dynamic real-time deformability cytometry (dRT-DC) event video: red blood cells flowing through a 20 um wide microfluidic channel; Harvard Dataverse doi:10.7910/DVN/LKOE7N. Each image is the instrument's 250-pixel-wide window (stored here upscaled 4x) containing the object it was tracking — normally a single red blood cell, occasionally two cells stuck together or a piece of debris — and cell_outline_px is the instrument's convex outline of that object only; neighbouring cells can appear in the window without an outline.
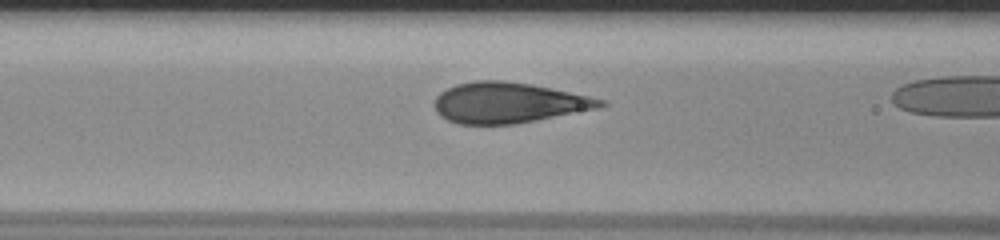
{"species": "human", "species_latin": "Homo sapiens", "temperature_condition": "room temperature", "stored_images_in_passage": 30, "camera_frame_rate_fps": 3000, "um_per_image_px": 0.085, "donor": {"sex": "male"}, "frame": {"image": 1, "passage_image": 9, "time_ms": 2.667, "image_size_px": [1000, 240], "cell_outline_px": [[608, 104], [600, 108], [516, 124], [460, 124], [448, 120], [440, 116], [436, 112], [432, 104], [436, 96], [440, 92], [456, 84], [476, 80], [504, 80], [532, 84], [588, 96], [604, 100]], "centroid_in_image_um": [43.19, 8.73], "position_along_channel_um": 123.4, "area_um2": 39.42}}
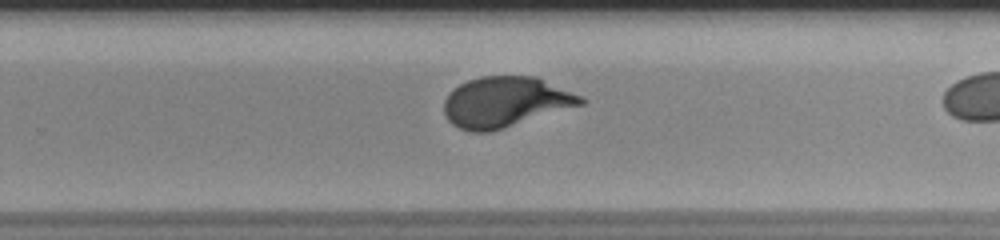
{"frame": {"image": 2, "passage_image": 22, "time_ms": 7.0, "image_size_px": [1000, 240], "cell_outline_px": [[588, 100], [584, 104], [488, 132], [472, 132], [460, 128], [452, 124], [448, 120], [444, 112], [444, 100], [460, 84], [468, 80], [480, 76], [536, 76], [584, 96]], "centroid_in_image_um": [42.99, 8.65], "position_along_channel_um": 286.8, "area_um2": 39.94}}
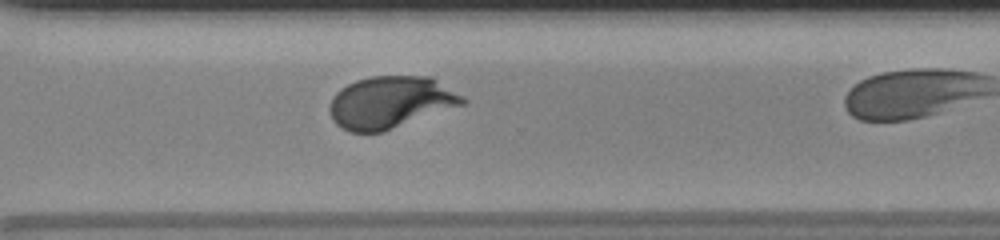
{"frame": {"image": 3, "passage_image": 26, "time_ms": 8.333, "image_size_px": [1000, 240], "cell_outline_px": [[468, 100], [464, 104], [384, 132], [348, 132], [336, 124], [332, 120], [328, 112], [328, 108], [332, 96], [340, 88], [356, 80], [372, 76], [432, 76], [464, 96]], "centroid_in_image_um": [33.18, 8.7], "position_along_channel_um": 337.4, "area_um2": 40.81}}